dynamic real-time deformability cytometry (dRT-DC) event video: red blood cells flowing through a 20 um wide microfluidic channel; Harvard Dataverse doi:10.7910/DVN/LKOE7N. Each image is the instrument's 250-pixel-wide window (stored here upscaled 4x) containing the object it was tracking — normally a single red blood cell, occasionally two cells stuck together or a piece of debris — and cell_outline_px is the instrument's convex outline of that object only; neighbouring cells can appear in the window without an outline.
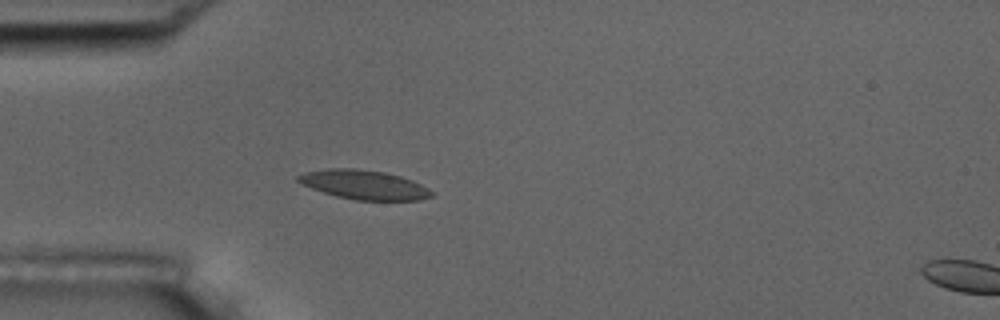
{"species": "common noctule bat (a hibernating species)", "species_latin": "Nyctalus noctula", "temperature_condition": "room temperature", "stored_images_in_passage": 4, "camera_frame_rate_fps": 3000, "um_per_image_px": 0.085, "animal": {"sex": "male", "body_mass_g": 17.5, "forearm_length_mm": 52.3}, "frame": {"image": 1, "passage_image": 3, "time_ms": 3.0, "image_size_px": [1000, 320], "cell_outline_px": [[436, 192], [432, 196], [420, 200], [356, 200], [336, 196], [312, 188], [296, 180], [296, 176], [304, 172], [328, 168], [356, 168], [384, 172], [400, 176], [412, 180]], "centroid_in_image_um": [30.96, 15.7], "position_along_channel_um": 54.0, "area_um2": 22.72}}